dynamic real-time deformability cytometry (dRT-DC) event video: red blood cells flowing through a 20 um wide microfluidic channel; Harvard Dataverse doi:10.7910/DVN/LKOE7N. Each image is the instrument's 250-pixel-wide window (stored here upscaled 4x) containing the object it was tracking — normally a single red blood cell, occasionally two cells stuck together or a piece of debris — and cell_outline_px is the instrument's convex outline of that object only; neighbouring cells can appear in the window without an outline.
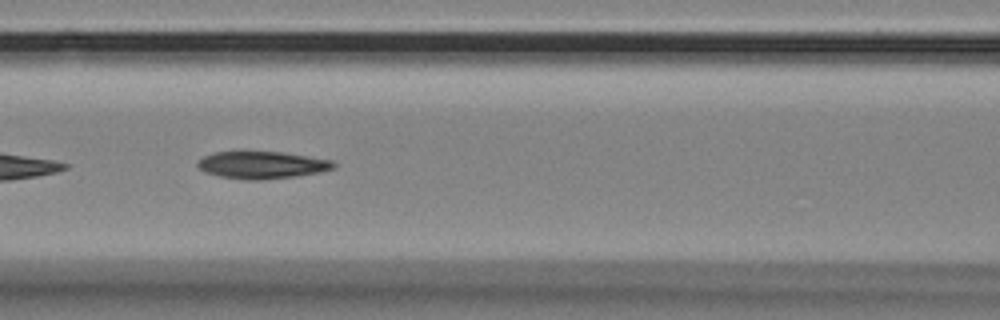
{"species": "Egyptian fruit bat (a non-hibernating species)", "species_latin": "Rousettus aegyptiacus", "temperature_condition": "room temperature", "stored_images_in_passage": 18, "camera_frame_rate_fps": 3000, "um_per_image_px": 0.085, "animal": {"sex": "female"}, "frame": {"image": 1, "passage_image": 8, "time_ms": 2.333, "image_size_px": [1000, 320], "cell_outline_px": [[336, 168], [320, 172], [296, 176], [260, 180], [248, 180], [220, 176], [204, 172], [196, 164], [196, 160], [204, 156], [216, 152], [284, 152], [332, 160], [336, 164]], "centroid_in_image_um": [22.28, 14.02], "position_along_channel_um": 144.3, "area_um2": 21.62}}